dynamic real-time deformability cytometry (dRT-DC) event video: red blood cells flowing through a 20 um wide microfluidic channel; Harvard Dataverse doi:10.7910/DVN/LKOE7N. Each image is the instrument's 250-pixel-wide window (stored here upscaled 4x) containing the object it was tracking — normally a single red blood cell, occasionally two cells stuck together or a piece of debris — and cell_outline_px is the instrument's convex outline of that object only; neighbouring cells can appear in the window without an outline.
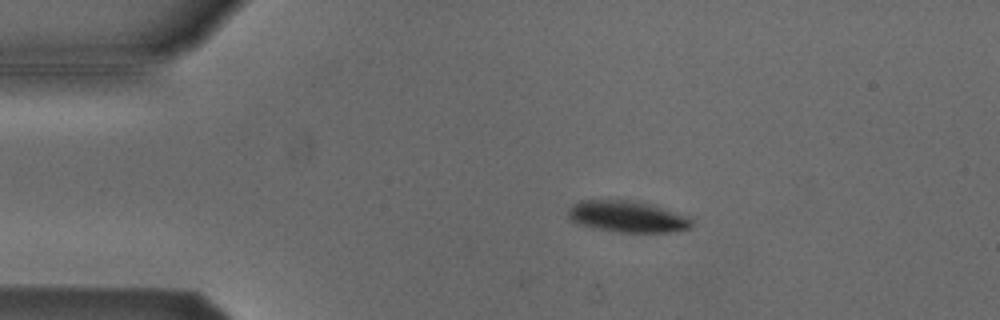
{"species": "Egyptian fruit bat (a non-hibernating species)", "species_latin": "Rousettus aegyptiacus", "temperature_condition": "cold", "stored_images_in_passage": 30, "camera_frame_rate_fps": 3000, "um_per_image_px": 0.085, "animal": {"sex": "male"}, "frame": {"image": 1, "passage_image": 3, "time_ms": 0.667, "image_size_px": [1000, 320], "cell_outline_px": [[692, 224], [688, 228], [668, 232], [620, 232], [596, 228], [576, 224], [568, 216], [568, 208], [572, 204], [580, 200], [632, 200], [656, 204], [688, 216], [692, 220]], "centroid_in_image_um": [53.32, 18.39], "position_along_channel_um": 31.7, "area_um2": 22.83}}
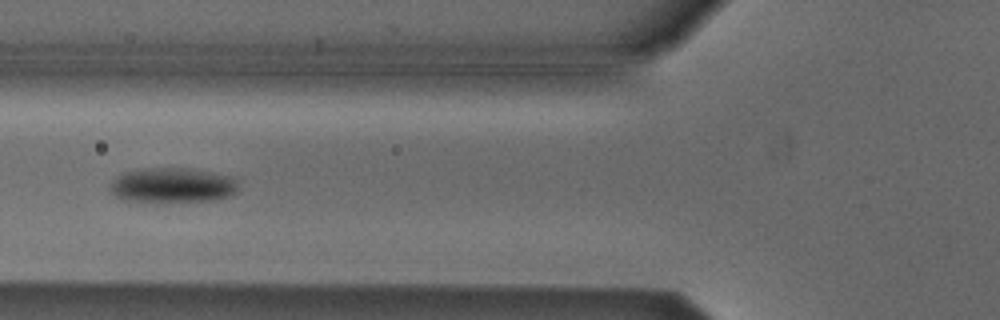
{"frame": {"image": 2, "passage_image": 13, "time_ms": 4.0, "image_size_px": [1000, 320], "cell_outline_px": [[236, 192], [232, 196], [212, 200], [124, 200], [116, 196], [108, 188], [112, 180], [116, 176], [124, 172], [144, 168], [188, 168], [212, 172], [232, 176], [236, 180]], "centroid_in_image_um": [14.65, 15.71], "position_along_channel_um": 111.1, "area_um2": 25.66}}
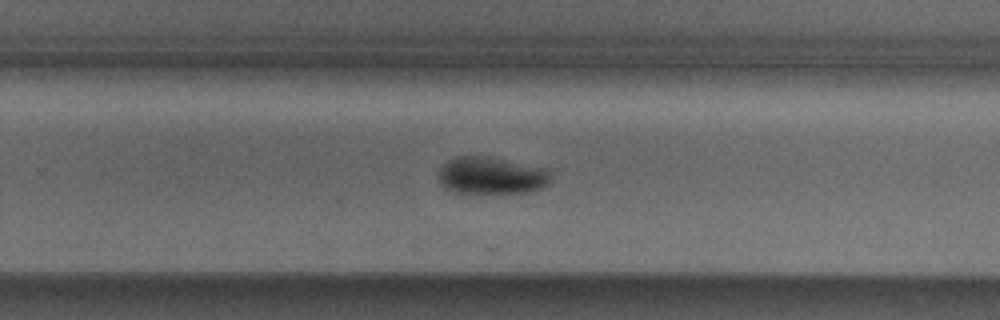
{"frame": {"image": 3, "passage_image": 27, "time_ms": 8.667, "image_size_px": [1000, 320], "cell_outline_px": [[548, 184], [540, 188], [528, 192], [456, 192], [444, 188], [436, 180], [436, 176], [440, 168], [448, 160], [456, 156], [488, 156], [548, 168]], "centroid_in_image_um": [41.7, 14.9], "position_along_channel_um": 288.1, "area_um2": 24.33}}